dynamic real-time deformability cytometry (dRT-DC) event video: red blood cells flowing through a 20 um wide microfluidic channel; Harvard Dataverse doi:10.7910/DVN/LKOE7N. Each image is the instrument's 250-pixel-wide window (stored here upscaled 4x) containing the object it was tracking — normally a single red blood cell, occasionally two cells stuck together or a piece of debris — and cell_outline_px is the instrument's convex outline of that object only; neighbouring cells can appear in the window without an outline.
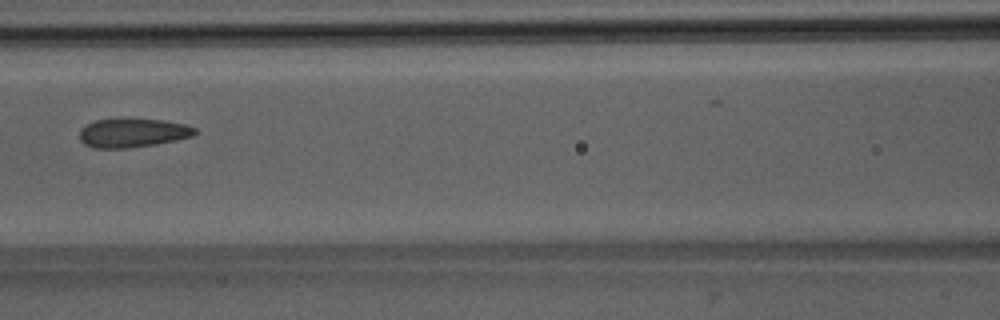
{"species": "Egyptian fruit bat (a non-hibernating species)", "species_latin": "Rousettus aegyptiacus", "temperature_condition": "room temperature", "stored_images_in_passage": 4, "camera_frame_rate_fps": 3000, "um_per_image_px": 0.085, "animal": {"sex": "male"}, "frame": {"image": 1, "passage_image": 4, "time_ms": 3.333, "image_size_px": [1000, 320], "cell_outline_px": [[200, 132], [192, 136], [176, 140], [156, 144], [128, 148], [96, 148], [84, 144], [80, 140], [80, 128], [96, 120], [124, 116], [164, 120], [184, 124], [196, 128]], "centroid_in_image_um": [11.29, 11.25], "position_along_channel_um": 155.3, "area_um2": 20.11}}